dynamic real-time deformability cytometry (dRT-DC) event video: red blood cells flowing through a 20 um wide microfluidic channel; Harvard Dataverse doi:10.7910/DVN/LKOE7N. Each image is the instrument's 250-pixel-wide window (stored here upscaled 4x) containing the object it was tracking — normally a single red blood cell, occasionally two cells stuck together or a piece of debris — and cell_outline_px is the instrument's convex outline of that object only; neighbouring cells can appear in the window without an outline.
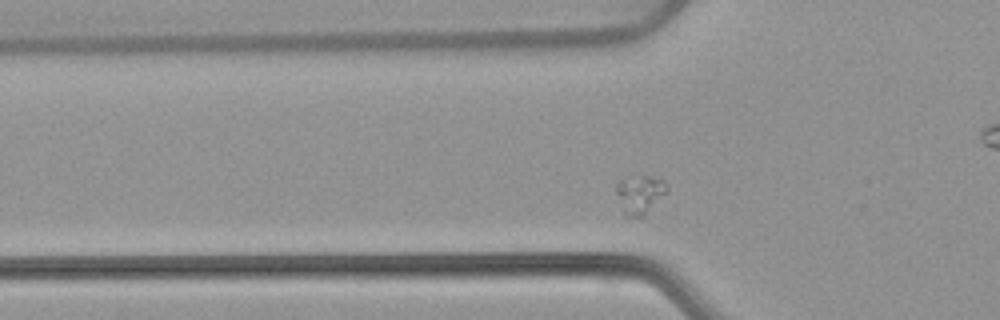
{"species": "common noctule bat (a hibernating species)", "species_latin": "Nyctalus noctula", "temperature_condition": "warm", "stored_images_in_passage": 45, "camera_frame_rate_fps": 3000, "um_per_image_px": 0.085, "animal": {"sex": "female", "body_mass_g": 22.7, "forearm_length_mm": 54.2}, "frame": {"image": 1, "passage_image": 7, "time_ms": 2.0, "image_size_px": [1000, 320], "cell_outline_px": [[668, 192], [640, 216], [624, 216], [616, 192], [616, 184], [620, 180], [640, 176], [652, 176], [664, 180], [668, 184]], "centroid_in_image_um": [54.39, 16.48], "position_along_channel_um": 71.4, "area_um2": 11.1}}
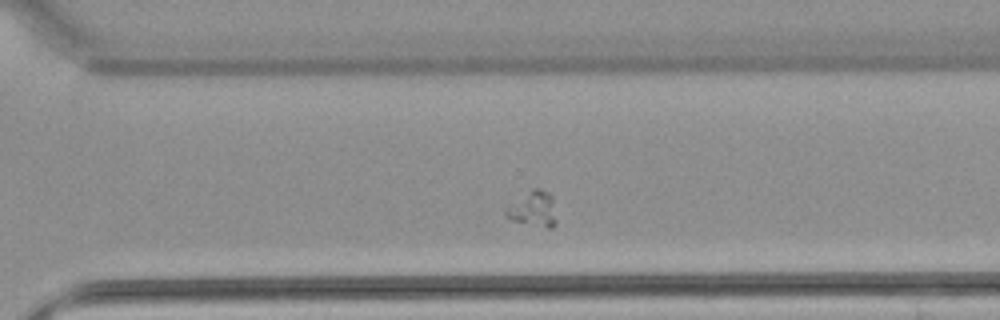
{"frame": {"image": 2, "passage_image": 28, "time_ms": 9.0, "image_size_px": [1000, 320], "cell_outline_px": [[556, 224], [552, 228], [548, 228], [512, 220], [504, 212], [504, 208], [532, 188], [540, 188], [548, 192], [552, 196], [556, 220]], "centroid_in_image_um": [45.34, 17.75], "position_along_channel_um": 325.3, "area_um2": 10.35}}
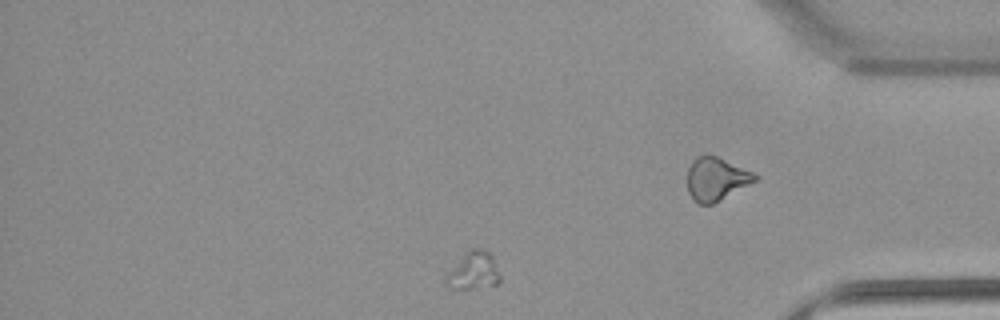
{"frame": {"image": 3, "passage_image": 36, "time_ms": 11.667, "image_size_px": [1000, 320], "cell_outline_px": [[500, 280], [496, 284], [472, 288], [448, 288], [444, 284], [444, 276], [464, 252], [472, 248], [484, 248], [492, 256], [500, 276]], "centroid_in_image_um": [40.19, 23.0], "position_along_channel_um": 395.0, "area_um2": 11.91}}